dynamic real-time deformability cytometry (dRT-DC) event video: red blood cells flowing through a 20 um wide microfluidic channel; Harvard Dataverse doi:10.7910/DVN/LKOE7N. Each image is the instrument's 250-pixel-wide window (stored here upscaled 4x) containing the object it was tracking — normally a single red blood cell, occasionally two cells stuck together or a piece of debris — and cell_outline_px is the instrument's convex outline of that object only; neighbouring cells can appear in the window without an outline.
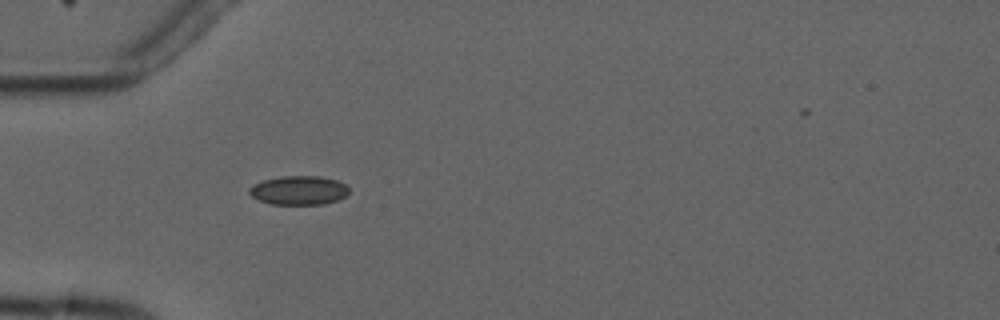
{"species": "common noctule bat (a hibernating species)", "species_latin": "Nyctalus noctula", "temperature_condition": "cold", "stored_images_in_passage": 3, "camera_frame_rate_fps": 3000, "um_per_image_px": 0.085, "animal": {"sex": "male", "forearm_length_mm": 52.5}, "frame": {"image": 1, "passage_image": 2, "time_ms": 1.0, "image_size_px": [1000, 320], "cell_outline_px": [[348, 192], [344, 196], [336, 200], [324, 204], [272, 204], [260, 200], [252, 196], [248, 192], [248, 188], [264, 180], [280, 176], [320, 176], [336, 180], [344, 184], [348, 188]], "centroid_in_image_um": [25.38, 16.17], "position_along_channel_um": 59.6, "area_um2": 16.59}}
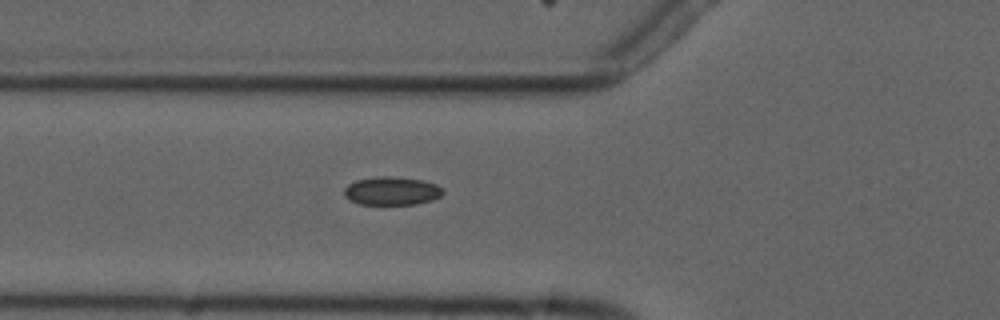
{"frame": {"image": 2, "passage_image": 3, "time_ms": 2.0, "image_size_px": [1000, 320], "cell_outline_px": [[444, 192], [440, 196], [432, 200], [416, 204], [360, 204], [348, 200], [344, 196], [344, 188], [348, 184], [356, 180], [376, 176], [392, 176], [424, 180], [436, 184], [444, 188]], "centroid_in_image_um": [33.3, 16.22], "position_along_channel_um": 92.5, "area_um2": 16.53}}